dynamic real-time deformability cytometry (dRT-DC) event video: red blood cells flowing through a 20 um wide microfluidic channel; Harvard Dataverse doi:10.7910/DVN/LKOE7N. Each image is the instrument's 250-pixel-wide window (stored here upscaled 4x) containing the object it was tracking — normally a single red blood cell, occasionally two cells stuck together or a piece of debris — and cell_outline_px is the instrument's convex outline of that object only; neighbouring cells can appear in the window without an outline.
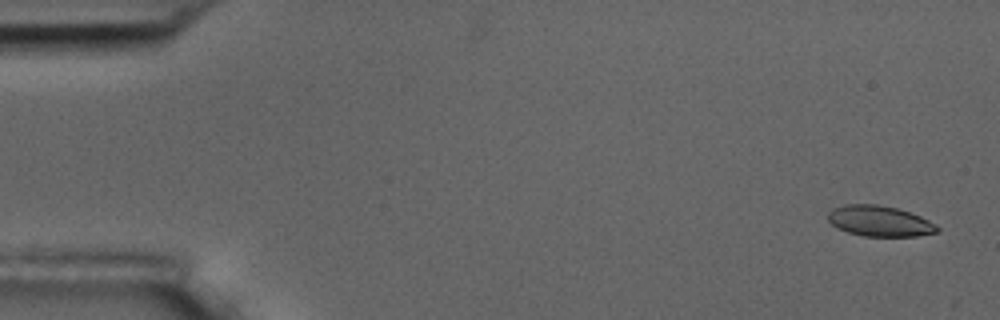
{"species": "common noctule bat (a hibernating species)", "species_latin": "Nyctalus noctula", "temperature_condition": "room temperature", "stored_images_in_passage": 6, "camera_frame_rate_fps": 3000, "um_per_image_px": 0.085, "animal": {"sex": "male", "body_mass_g": 17.5, "forearm_length_mm": 52.3}, "frame": {"image": 1, "passage_image": 1, "time_ms": 0.0, "image_size_px": [1000, 320], "cell_outline_px": [[940, 228], [936, 232], [916, 236], [864, 236], [848, 232], [836, 228], [828, 220], [828, 212], [832, 208], [844, 204], [876, 204], [896, 208], [920, 216], [936, 224]], "centroid_in_image_um": [74.73, 18.79], "position_along_channel_um": 10.3, "area_um2": 19.48}}